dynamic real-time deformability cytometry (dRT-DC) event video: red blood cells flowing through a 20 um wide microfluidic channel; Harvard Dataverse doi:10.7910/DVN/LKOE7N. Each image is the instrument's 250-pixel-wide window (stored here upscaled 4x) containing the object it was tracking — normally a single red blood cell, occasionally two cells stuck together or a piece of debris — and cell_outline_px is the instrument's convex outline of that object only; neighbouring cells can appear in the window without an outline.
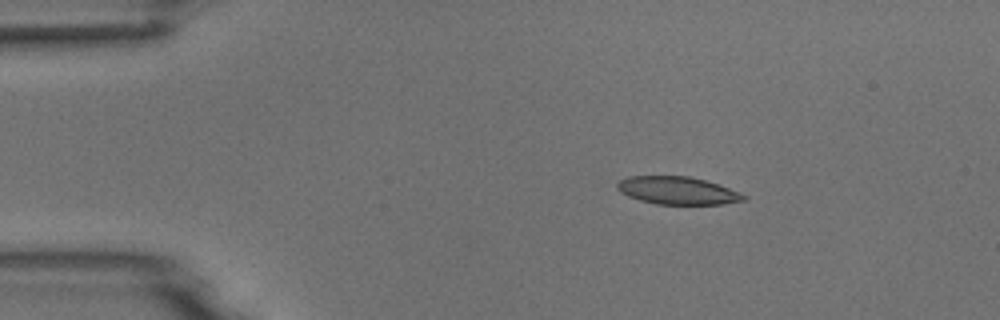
{"species": "common noctule bat (a hibernating species)", "species_latin": "Nyctalus noctula", "temperature_condition": "room temperature", "stored_images_in_passage": 5, "camera_frame_rate_fps": 3000, "um_per_image_px": 0.085, "animal": {"sex": "male", "body_mass_g": 18.8}, "frame": {"image": 1, "passage_image": 2, "time_ms": 1.0, "image_size_px": [1000, 320], "cell_outline_px": [[748, 196], [744, 200], [724, 204], [656, 204], [640, 200], [628, 196], [620, 192], [616, 188], [616, 184], [620, 180], [628, 176], [688, 176], [704, 180], [740, 192]], "centroid_in_image_um": [57.56, 16.2], "position_along_channel_um": 27.4, "area_um2": 20.35}}
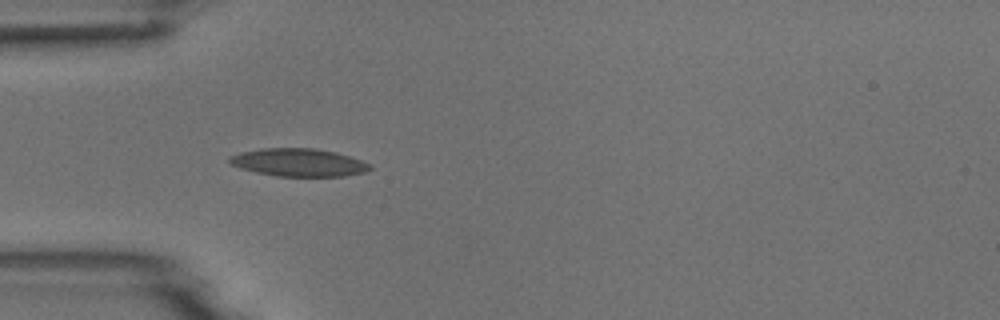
{"frame": {"image": 2, "passage_image": 4, "time_ms": 3.333, "image_size_px": [1000, 320], "cell_outline_px": [[372, 168], [364, 172], [344, 176], [276, 176], [256, 172], [240, 168], [228, 164], [228, 156], [240, 152], [260, 148], [312, 148], [336, 152], [372, 164]], "centroid_in_image_um": [25.33, 13.8], "position_along_channel_um": 59.7, "area_um2": 22.89}}